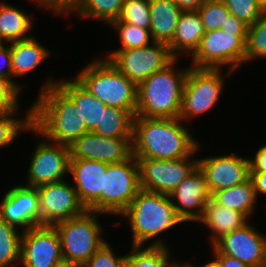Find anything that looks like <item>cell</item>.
<instances>
[{
  "label": "cell",
  "instance_id": "cell-34",
  "mask_svg": "<svg viewBox=\"0 0 266 267\" xmlns=\"http://www.w3.org/2000/svg\"><path fill=\"white\" fill-rule=\"evenodd\" d=\"M110 26H113L120 35L121 47L118 50L150 46L149 42H153L150 30L148 29H143L126 22H112Z\"/></svg>",
  "mask_w": 266,
  "mask_h": 267
},
{
  "label": "cell",
  "instance_id": "cell-16",
  "mask_svg": "<svg viewBox=\"0 0 266 267\" xmlns=\"http://www.w3.org/2000/svg\"><path fill=\"white\" fill-rule=\"evenodd\" d=\"M212 247L250 267H266V237L248 222L223 235Z\"/></svg>",
  "mask_w": 266,
  "mask_h": 267
},
{
  "label": "cell",
  "instance_id": "cell-7",
  "mask_svg": "<svg viewBox=\"0 0 266 267\" xmlns=\"http://www.w3.org/2000/svg\"><path fill=\"white\" fill-rule=\"evenodd\" d=\"M140 189L138 162L134 155L126 161L108 164L101 196L88 210L120 215Z\"/></svg>",
  "mask_w": 266,
  "mask_h": 267
},
{
  "label": "cell",
  "instance_id": "cell-14",
  "mask_svg": "<svg viewBox=\"0 0 266 267\" xmlns=\"http://www.w3.org/2000/svg\"><path fill=\"white\" fill-rule=\"evenodd\" d=\"M62 260L60 237L54 226L40 225L22 232L23 267H52Z\"/></svg>",
  "mask_w": 266,
  "mask_h": 267
},
{
  "label": "cell",
  "instance_id": "cell-51",
  "mask_svg": "<svg viewBox=\"0 0 266 267\" xmlns=\"http://www.w3.org/2000/svg\"><path fill=\"white\" fill-rule=\"evenodd\" d=\"M30 1H34V2H36L39 5V3H38L39 0H30Z\"/></svg>",
  "mask_w": 266,
  "mask_h": 267
},
{
  "label": "cell",
  "instance_id": "cell-23",
  "mask_svg": "<svg viewBox=\"0 0 266 267\" xmlns=\"http://www.w3.org/2000/svg\"><path fill=\"white\" fill-rule=\"evenodd\" d=\"M211 230L212 245L223 235L242 227L248 222V218L241 212L226 208L212 198L207 202L202 217L197 221Z\"/></svg>",
  "mask_w": 266,
  "mask_h": 267
},
{
  "label": "cell",
  "instance_id": "cell-33",
  "mask_svg": "<svg viewBox=\"0 0 266 267\" xmlns=\"http://www.w3.org/2000/svg\"><path fill=\"white\" fill-rule=\"evenodd\" d=\"M256 57L266 59V11L247 31L244 63Z\"/></svg>",
  "mask_w": 266,
  "mask_h": 267
},
{
  "label": "cell",
  "instance_id": "cell-24",
  "mask_svg": "<svg viewBox=\"0 0 266 267\" xmlns=\"http://www.w3.org/2000/svg\"><path fill=\"white\" fill-rule=\"evenodd\" d=\"M182 12L172 0H150V33L153 42L168 44L173 39Z\"/></svg>",
  "mask_w": 266,
  "mask_h": 267
},
{
  "label": "cell",
  "instance_id": "cell-19",
  "mask_svg": "<svg viewBox=\"0 0 266 267\" xmlns=\"http://www.w3.org/2000/svg\"><path fill=\"white\" fill-rule=\"evenodd\" d=\"M169 197L178 200V204L175 201L172 202L177 215L184 222H197L202 217L207 202L211 199V193L200 168L197 167L186 177Z\"/></svg>",
  "mask_w": 266,
  "mask_h": 267
},
{
  "label": "cell",
  "instance_id": "cell-18",
  "mask_svg": "<svg viewBox=\"0 0 266 267\" xmlns=\"http://www.w3.org/2000/svg\"><path fill=\"white\" fill-rule=\"evenodd\" d=\"M0 217L24 231L40 226L37 187L19 185L9 189L0 203Z\"/></svg>",
  "mask_w": 266,
  "mask_h": 267
},
{
  "label": "cell",
  "instance_id": "cell-40",
  "mask_svg": "<svg viewBox=\"0 0 266 267\" xmlns=\"http://www.w3.org/2000/svg\"><path fill=\"white\" fill-rule=\"evenodd\" d=\"M0 77L9 80L19 91L21 90V86L18 85L15 81L12 80L13 77V68L11 62V53H10V45L7 47L4 43L0 44ZM4 67L6 69H4Z\"/></svg>",
  "mask_w": 266,
  "mask_h": 267
},
{
  "label": "cell",
  "instance_id": "cell-5",
  "mask_svg": "<svg viewBox=\"0 0 266 267\" xmlns=\"http://www.w3.org/2000/svg\"><path fill=\"white\" fill-rule=\"evenodd\" d=\"M76 79L106 106L128 110L136 116L137 85L108 59L93 60L80 70Z\"/></svg>",
  "mask_w": 266,
  "mask_h": 267
},
{
  "label": "cell",
  "instance_id": "cell-25",
  "mask_svg": "<svg viewBox=\"0 0 266 267\" xmlns=\"http://www.w3.org/2000/svg\"><path fill=\"white\" fill-rule=\"evenodd\" d=\"M10 44L13 76L16 78L30 73L50 55L49 50L33 36Z\"/></svg>",
  "mask_w": 266,
  "mask_h": 267
},
{
  "label": "cell",
  "instance_id": "cell-1",
  "mask_svg": "<svg viewBox=\"0 0 266 267\" xmlns=\"http://www.w3.org/2000/svg\"><path fill=\"white\" fill-rule=\"evenodd\" d=\"M58 80L47 79L32 106V132L43 139L69 146L88 133L79 108L57 86Z\"/></svg>",
  "mask_w": 266,
  "mask_h": 267
},
{
  "label": "cell",
  "instance_id": "cell-11",
  "mask_svg": "<svg viewBox=\"0 0 266 267\" xmlns=\"http://www.w3.org/2000/svg\"><path fill=\"white\" fill-rule=\"evenodd\" d=\"M105 59L138 86L149 76L169 65L175 57L171 54L168 44L152 42L150 46L112 51Z\"/></svg>",
  "mask_w": 266,
  "mask_h": 267
},
{
  "label": "cell",
  "instance_id": "cell-15",
  "mask_svg": "<svg viewBox=\"0 0 266 267\" xmlns=\"http://www.w3.org/2000/svg\"><path fill=\"white\" fill-rule=\"evenodd\" d=\"M132 139L85 133L69 145L70 160L90 159L107 164L126 161L133 156Z\"/></svg>",
  "mask_w": 266,
  "mask_h": 267
},
{
  "label": "cell",
  "instance_id": "cell-35",
  "mask_svg": "<svg viewBox=\"0 0 266 267\" xmlns=\"http://www.w3.org/2000/svg\"><path fill=\"white\" fill-rule=\"evenodd\" d=\"M113 22H126L150 30V0H125L119 18Z\"/></svg>",
  "mask_w": 266,
  "mask_h": 267
},
{
  "label": "cell",
  "instance_id": "cell-9",
  "mask_svg": "<svg viewBox=\"0 0 266 267\" xmlns=\"http://www.w3.org/2000/svg\"><path fill=\"white\" fill-rule=\"evenodd\" d=\"M221 70L189 67L179 116L182 122L205 114L215 106L224 87Z\"/></svg>",
  "mask_w": 266,
  "mask_h": 267
},
{
  "label": "cell",
  "instance_id": "cell-36",
  "mask_svg": "<svg viewBox=\"0 0 266 267\" xmlns=\"http://www.w3.org/2000/svg\"><path fill=\"white\" fill-rule=\"evenodd\" d=\"M197 11L205 31L220 29L231 14L222 0H205Z\"/></svg>",
  "mask_w": 266,
  "mask_h": 267
},
{
  "label": "cell",
  "instance_id": "cell-46",
  "mask_svg": "<svg viewBox=\"0 0 266 267\" xmlns=\"http://www.w3.org/2000/svg\"><path fill=\"white\" fill-rule=\"evenodd\" d=\"M183 11H197L205 0H172Z\"/></svg>",
  "mask_w": 266,
  "mask_h": 267
},
{
  "label": "cell",
  "instance_id": "cell-50",
  "mask_svg": "<svg viewBox=\"0 0 266 267\" xmlns=\"http://www.w3.org/2000/svg\"><path fill=\"white\" fill-rule=\"evenodd\" d=\"M178 267H186L183 263L178 266Z\"/></svg>",
  "mask_w": 266,
  "mask_h": 267
},
{
  "label": "cell",
  "instance_id": "cell-2",
  "mask_svg": "<svg viewBox=\"0 0 266 267\" xmlns=\"http://www.w3.org/2000/svg\"><path fill=\"white\" fill-rule=\"evenodd\" d=\"M181 119L147 118L135 116L133 121V155L136 158L160 160L181 159L190 156L199 143Z\"/></svg>",
  "mask_w": 266,
  "mask_h": 267
},
{
  "label": "cell",
  "instance_id": "cell-17",
  "mask_svg": "<svg viewBox=\"0 0 266 267\" xmlns=\"http://www.w3.org/2000/svg\"><path fill=\"white\" fill-rule=\"evenodd\" d=\"M198 167L204 174L211 195L250 178L249 158L235 154L198 158Z\"/></svg>",
  "mask_w": 266,
  "mask_h": 267
},
{
  "label": "cell",
  "instance_id": "cell-43",
  "mask_svg": "<svg viewBox=\"0 0 266 267\" xmlns=\"http://www.w3.org/2000/svg\"><path fill=\"white\" fill-rule=\"evenodd\" d=\"M225 32H247L248 26L239 20L236 16L230 14L226 22L224 23V26H221V28Z\"/></svg>",
  "mask_w": 266,
  "mask_h": 267
},
{
  "label": "cell",
  "instance_id": "cell-39",
  "mask_svg": "<svg viewBox=\"0 0 266 267\" xmlns=\"http://www.w3.org/2000/svg\"><path fill=\"white\" fill-rule=\"evenodd\" d=\"M19 92L9 80L0 77V114L18 111Z\"/></svg>",
  "mask_w": 266,
  "mask_h": 267
},
{
  "label": "cell",
  "instance_id": "cell-47",
  "mask_svg": "<svg viewBox=\"0 0 266 267\" xmlns=\"http://www.w3.org/2000/svg\"><path fill=\"white\" fill-rule=\"evenodd\" d=\"M186 267H194L193 265L191 266L190 264L183 263ZM202 267H222L220 264V261L215 257L212 261L208 262L207 264L203 265Z\"/></svg>",
  "mask_w": 266,
  "mask_h": 267
},
{
  "label": "cell",
  "instance_id": "cell-41",
  "mask_svg": "<svg viewBox=\"0 0 266 267\" xmlns=\"http://www.w3.org/2000/svg\"><path fill=\"white\" fill-rule=\"evenodd\" d=\"M81 0H39V6L50 9L55 14L72 12ZM69 11V12H68Z\"/></svg>",
  "mask_w": 266,
  "mask_h": 267
},
{
  "label": "cell",
  "instance_id": "cell-30",
  "mask_svg": "<svg viewBox=\"0 0 266 267\" xmlns=\"http://www.w3.org/2000/svg\"><path fill=\"white\" fill-rule=\"evenodd\" d=\"M125 0H81L72 11L81 18L103 20L109 25L116 21L122 11Z\"/></svg>",
  "mask_w": 266,
  "mask_h": 267
},
{
  "label": "cell",
  "instance_id": "cell-31",
  "mask_svg": "<svg viewBox=\"0 0 266 267\" xmlns=\"http://www.w3.org/2000/svg\"><path fill=\"white\" fill-rule=\"evenodd\" d=\"M17 231L0 217V267H13L20 262L22 235Z\"/></svg>",
  "mask_w": 266,
  "mask_h": 267
},
{
  "label": "cell",
  "instance_id": "cell-21",
  "mask_svg": "<svg viewBox=\"0 0 266 267\" xmlns=\"http://www.w3.org/2000/svg\"><path fill=\"white\" fill-rule=\"evenodd\" d=\"M57 86L79 108L81 119L84 120L88 132H93L97 126H101L106 105L100 99L96 98L75 77L68 81H58Z\"/></svg>",
  "mask_w": 266,
  "mask_h": 267
},
{
  "label": "cell",
  "instance_id": "cell-3",
  "mask_svg": "<svg viewBox=\"0 0 266 267\" xmlns=\"http://www.w3.org/2000/svg\"><path fill=\"white\" fill-rule=\"evenodd\" d=\"M128 217L133 246H166L158 235L184 221L177 215L169 195L140 189L131 204L119 215Z\"/></svg>",
  "mask_w": 266,
  "mask_h": 267
},
{
  "label": "cell",
  "instance_id": "cell-6",
  "mask_svg": "<svg viewBox=\"0 0 266 267\" xmlns=\"http://www.w3.org/2000/svg\"><path fill=\"white\" fill-rule=\"evenodd\" d=\"M97 212L86 210L83 214L53 225L57 230L62 256L65 261L84 264L107 242L101 238L102 227L97 222ZM101 233V234H100Z\"/></svg>",
  "mask_w": 266,
  "mask_h": 267
},
{
  "label": "cell",
  "instance_id": "cell-45",
  "mask_svg": "<svg viewBox=\"0 0 266 267\" xmlns=\"http://www.w3.org/2000/svg\"><path fill=\"white\" fill-rule=\"evenodd\" d=\"M250 179L253 182L256 195L266 194V173H250Z\"/></svg>",
  "mask_w": 266,
  "mask_h": 267
},
{
  "label": "cell",
  "instance_id": "cell-37",
  "mask_svg": "<svg viewBox=\"0 0 266 267\" xmlns=\"http://www.w3.org/2000/svg\"><path fill=\"white\" fill-rule=\"evenodd\" d=\"M228 11L248 27L254 24L265 11L255 0H222Z\"/></svg>",
  "mask_w": 266,
  "mask_h": 267
},
{
  "label": "cell",
  "instance_id": "cell-29",
  "mask_svg": "<svg viewBox=\"0 0 266 267\" xmlns=\"http://www.w3.org/2000/svg\"><path fill=\"white\" fill-rule=\"evenodd\" d=\"M132 246L131 253L126 255L125 267H178L170 263L167 246Z\"/></svg>",
  "mask_w": 266,
  "mask_h": 267
},
{
  "label": "cell",
  "instance_id": "cell-42",
  "mask_svg": "<svg viewBox=\"0 0 266 267\" xmlns=\"http://www.w3.org/2000/svg\"><path fill=\"white\" fill-rule=\"evenodd\" d=\"M250 173H266V145L261 146L254 159H249Z\"/></svg>",
  "mask_w": 266,
  "mask_h": 267
},
{
  "label": "cell",
  "instance_id": "cell-44",
  "mask_svg": "<svg viewBox=\"0 0 266 267\" xmlns=\"http://www.w3.org/2000/svg\"><path fill=\"white\" fill-rule=\"evenodd\" d=\"M213 253V255L220 261L222 267H250L235 257L219 253L214 247Z\"/></svg>",
  "mask_w": 266,
  "mask_h": 267
},
{
  "label": "cell",
  "instance_id": "cell-48",
  "mask_svg": "<svg viewBox=\"0 0 266 267\" xmlns=\"http://www.w3.org/2000/svg\"><path fill=\"white\" fill-rule=\"evenodd\" d=\"M52 267H82V266L75 263H71L69 261L62 260L61 262Z\"/></svg>",
  "mask_w": 266,
  "mask_h": 267
},
{
  "label": "cell",
  "instance_id": "cell-10",
  "mask_svg": "<svg viewBox=\"0 0 266 267\" xmlns=\"http://www.w3.org/2000/svg\"><path fill=\"white\" fill-rule=\"evenodd\" d=\"M199 147L190 156L181 159L136 158L140 188L170 195L198 167V158H193V155Z\"/></svg>",
  "mask_w": 266,
  "mask_h": 267
},
{
  "label": "cell",
  "instance_id": "cell-4",
  "mask_svg": "<svg viewBox=\"0 0 266 267\" xmlns=\"http://www.w3.org/2000/svg\"><path fill=\"white\" fill-rule=\"evenodd\" d=\"M178 58L137 86L136 116L179 118L183 88L189 68L174 69Z\"/></svg>",
  "mask_w": 266,
  "mask_h": 267
},
{
  "label": "cell",
  "instance_id": "cell-26",
  "mask_svg": "<svg viewBox=\"0 0 266 267\" xmlns=\"http://www.w3.org/2000/svg\"><path fill=\"white\" fill-rule=\"evenodd\" d=\"M6 3H0V42L12 43L31 38L28 31L33 21L24 12Z\"/></svg>",
  "mask_w": 266,
  "mask_h": 267
},
{
  "label": "cell",
  "instance_id": "cell-27",
  "mask_svg": "<svg viewBox=\"0 0 266 267\" xmlns=\"http://www.w3.org/2000/svg\"><path fill=\"white\" fill-rule=\"evenodd\" d=\"M211 198L218 204L239 211L249 218L255 208L257 195L249 178L246 182L213 193Z\"/></svg>",
  "mask_w": 266,
  "mask_h": 267
},
{
  "label": "cell",
  "instance_id": "cell-22",
  "mask_svg": "<svg viewBox=\"0 0 266 267\" xmlns=\"http://www.w3.org/2000/svg\"><path fill=\"white\" fill-rule=\"evenodd\" d=\"M205 30L198 11H183L179 17L173 39L168 43L175 58L180 53L192 56L199 48ZM179 52V53H178ZM182 52V53H181Z\"/></svg>",
  "mask_w": 266,
  "mask_h": 267
},
{
  "label": "cell",
  "instance_id": "cell-49",
  "mask_svg": "<svg viewBox=\"0 0 266 267\" xmlns=\"http://www.w3.org/2000/svg\"><path fill=\"white\" fill-rule=\"evenodd\" d=\"M257 4L266 11V0H255Z\"/></svg>",
  "mask_w": 266,
  "mask_h": 267
},
{
  "label": "cell",
  "instance_id": "cell-8",
  "mask_svg": "<svg viewBox=\"0 0 266 267\" xmlns=\"http://www.w3.org/2000/svg\"><path fill=\"white\" fill-rule=\"evenodd\" d=\"M247 32L205 31L199 48L192 55V67L221 69L229 64V76L245 60Z\"/></svg>",
  "mask_w": 266,
  "mask_h": 267
},
{
  "label": "cell",
  "instance_id": "cell-12",
  "mask_svg": "<svg viewBox=\"0 0 266 267\" xmlns=\"http://www.w3.org/2000/svg\"><path fill=\"white\" fill-rule=\"evenodd\" d=\"M39 196L40 225L53 226L58 222L77 217L86 209L77 191L64 180L37 187Z\"/></svg>",
  "mask_w": 266,
  "mask_h": 267
},
{
  "label": "cell",
  "instance_id": "cell-20",
  "mask_svg": "<svg viewBox=\"0 0 266 267\" xmlns=\"http://www.w3.org/2000/svg\"><path fill=\"white\" fill-rule=\"evenodd\" d=\"M108 164L90 159L69 160V173L81 204L88 210L101 196Z\"/></svg>",
  "mask_w": 266,
  "mask_h": 267
},
{
  "label": "cell",
  "instance_id": "cell-13",
  "mask_svg": "<svg viewBox=\"0 0 266 267\" xmlns=\"http://www.w3.org/2000/svg\"><path fill=\"white\" fill-rule=\"evenodd\" d=\"M53 144L47 139L37 144L29 165L26 186L38 187L60 182L69 173V146L55 142Z\"/></svg>",
  "mask_w": 266,
  "mask_h": 267
},
{
  "label": "cell",
  "instance_id": "cell-32",
  "mask_svg": "<svg viewBox=\"0 0 266 267\" xmlns=\"http://www.w3.org/2000/svg\"><path fill=\"white\" fill-rule=\"evenodd\" d=\"M16 113L17 111H12L0 114V147L10 145L21 131H30L32 126V106L26 111L24 119H15Z\"/></svg>",
  "mask_w": 266,
  "mask_h": 267
},
{
  "label": "cell",
  "instance_id": "cell-28",
  "mask_svg": "<svg viewBox=\"0 0 266 267\" xmlns=\"http://www.w3.org/2000/svg\"><path fill=\"white\" fill-rule=\"evenodd\" d=\"M134 116L118 107L106 106L103 112L101 126L93 133L112 138H133Z\"/></svg>",
  "mask_w": 266,
  "mask_h": 267
},
{
  "label": "cell",
  "instance_id": "cell-38",
  "mask_svg": "<svg viewBox=\"0 0 266 267\" xmlns=\"http://www.w3.org/2000/svg\"><path fill=\"white\" fill-rule=\"evenodd\" d=\"M126 255L117 257L106 242L83 267H125Z\"/></svg>",
  "mask_w": 266,
  "mask_h": 267
}]
</instances>
